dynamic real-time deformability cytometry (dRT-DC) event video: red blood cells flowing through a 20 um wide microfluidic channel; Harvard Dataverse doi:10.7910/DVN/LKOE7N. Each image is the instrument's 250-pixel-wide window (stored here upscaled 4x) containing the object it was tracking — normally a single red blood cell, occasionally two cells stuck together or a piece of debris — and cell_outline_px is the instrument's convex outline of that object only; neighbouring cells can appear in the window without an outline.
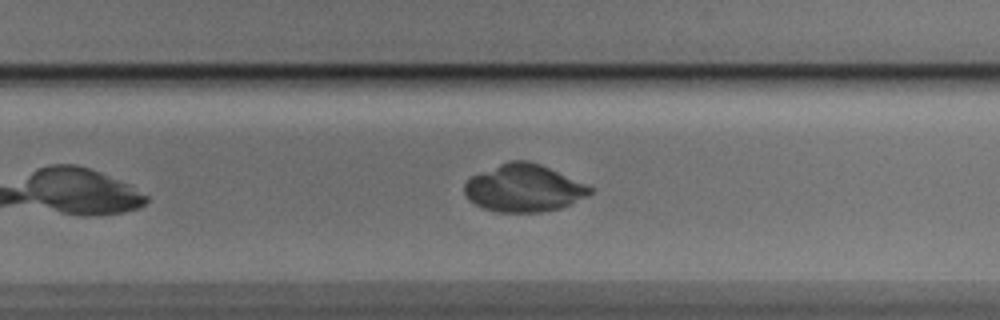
{"species": "Egyptian fruit bat (a non-hibernating species)", "species_latin": "Rousettus aegyptiacus", "temperature_condition": "cold", "stored_images_in_passage": 33, "camera_frame_rate_fps": 3000, "um_per_image_px": 0.085, "animal": {"sex": "male"}, "frame": {"image": 1, "passage_image": 21, "time_ms": 6.667, "image_size_px": [1000, 320], "cell_outline_px": [[592, 192], [588, 196], [560, 208], [540, 212], [496, 212], [484, 208], [468, 200], [464, 192], [464, 184], [472, 176], [500, 164], [512, 160], [528, 160], [540, 164], [584, 184], [592, 188]], "centroid_in_image_um": [44.49, 16.0], "position_along_channel_um": 285.3, "area_um2": 34.22}}